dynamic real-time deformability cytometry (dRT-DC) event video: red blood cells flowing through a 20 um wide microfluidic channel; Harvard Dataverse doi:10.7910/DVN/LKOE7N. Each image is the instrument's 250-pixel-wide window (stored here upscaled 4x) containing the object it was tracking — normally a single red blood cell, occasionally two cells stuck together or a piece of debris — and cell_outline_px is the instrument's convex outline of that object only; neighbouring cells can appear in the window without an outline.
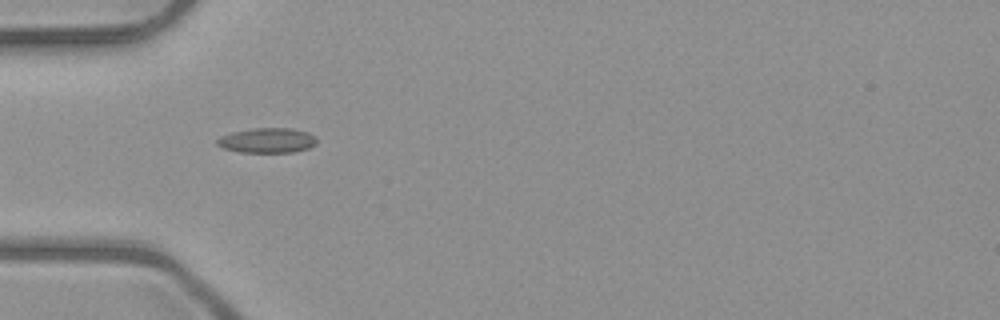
{"species": "common noctule bat (a hibernating species)", "species_latin": "Nyctalus noctula", "temperature_condition": "room temperature", "stored_images_in_passage": 36, "camera_frame_rate_fps": 3000, "um_per_image_px": 0.085, "animal": {"sex": "male", "body_mass_g": 23.1, "forearm_length_mm": 52.7}, "frame": {"image": 1, "passage_image": 1, "time_ms": 0.0, "image_size_px": [1000, 320], "cell_outline_px": [[316, 144], [308, 148], [296, 152], [240, 152], [220, 148], [216, 144], [216, 140], [220, 136], [232, 132], [252, 128], [292, 128], [308, 132], [316, 136]], "centroid_in_image_um": [22.7, 11.93], "position_along_channel_um": 62.3, "area_um2": 14.68}}
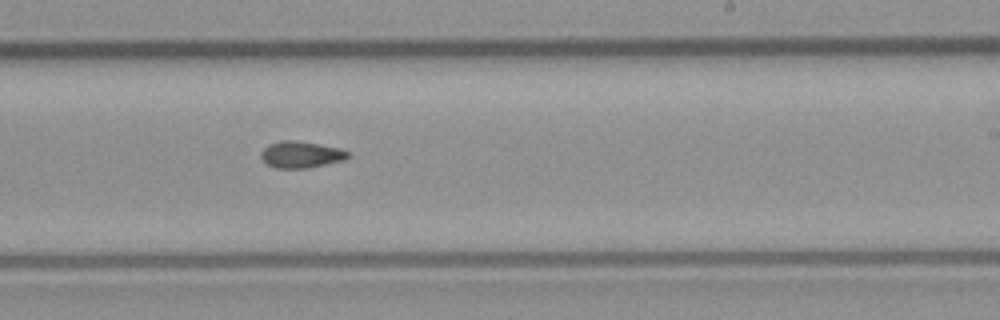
{"frame": {"image": 2, "passage_image": 16, "time_ms": 5.0, "image_size_px": [1000, 320], "cell_outline_px": [[348, 156], [344, 160], [308, 168], [276, 168], [268, 164], [260, 156], [260, 152], [268, 144], [280, 140], [296, 140], [340, 148], [348, 152]], "centroid_in_image_um": [25.56, 13.13], "position_along_channel_um": 263.4, "area_um2": 13.41}}
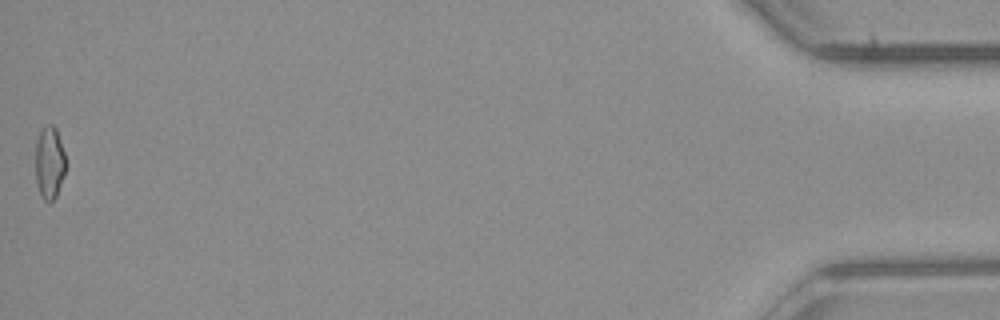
{"frame": {"image": 3, "passage_image": 36, "time_ms": 11.667, "image_size_px": [1000, 320], "cell_outline_px": [[64, 172], [56, 196], [52, 200], [44, 200], [40, 192], [36, 180], [36, 140], [44, 124], [52, 124], [56, 128], [64, 152]], "centroid_in_image_um": [4.18, 13.76], "position_along_channel_um": 431.0, "area_um2": 12.43}, "authors_computed_cell_mechanics": {"area_um2": 13.0628, "velocity_mm_per_s": 4.0432, "shape_relaxation_time_tau1_ms": null, "shape_relaxation_time_tau2_ms": 6.1908, "deformation_change_tau1": null, "deformation_change_tau2": 0.1275}}